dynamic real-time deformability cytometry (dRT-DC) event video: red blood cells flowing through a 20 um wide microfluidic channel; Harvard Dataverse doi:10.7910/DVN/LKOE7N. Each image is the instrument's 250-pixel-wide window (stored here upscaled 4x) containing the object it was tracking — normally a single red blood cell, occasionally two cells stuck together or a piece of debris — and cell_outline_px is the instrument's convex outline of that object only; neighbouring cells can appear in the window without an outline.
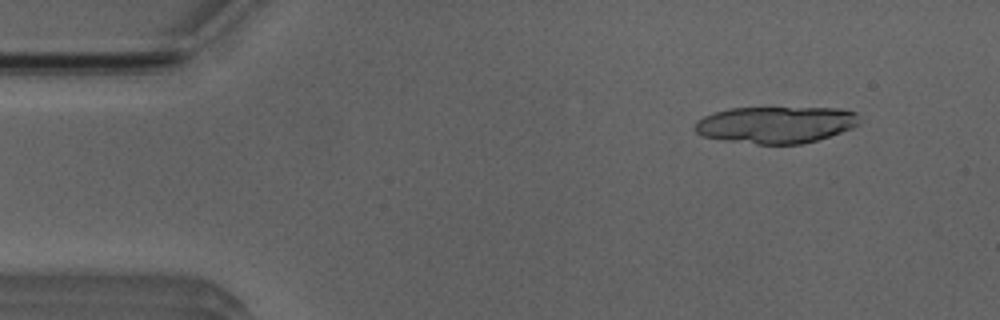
{"species": "Egyptian fruit bat (a non-hibernating species)", "species_latin": "Rousettus aegyptiacus", "temperature_condition": "room temperature", "stored_images_in_passage": 6, "camera_frame_rate_fps": 3000, "um_per_image_px": 0.085, "animal": {"sex": "male"}, "frame": {"image": 1, "passage_image": 2, "time_ms": 1.0, "image_size_px": [1000, 320], "cell_outline_px": [[860, 124], [852, 128], [816, 140], [800, 144], [756, 144], [700, 136], [692, 128], [696, 120], [704, 116], [728, 108], [840, 108], [856, 112]], "centroid_in_image_um": [65.92, 10.59], "position_along_channel_um": 19.1, "area_um2": 35.26}}
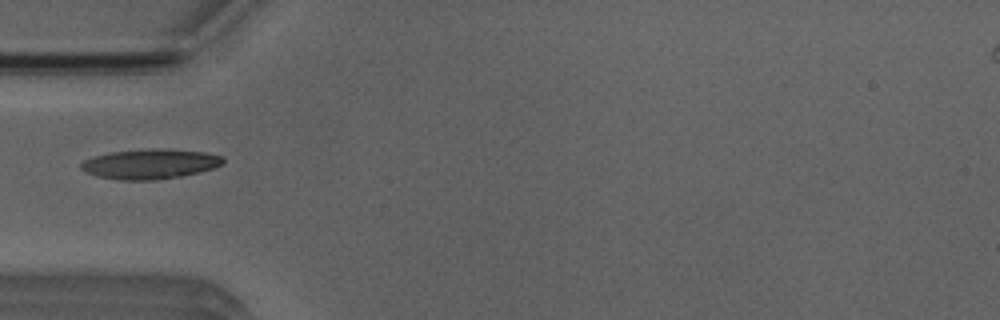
{"frame": {"image": 2, "passage_image": 5, "time_ms": 4.667, "image_size_px": [1000, 320], "cell_outline_px": [[224, 164], [200, 172], [180, 176], [156, 180], [120, 180], [96, 176], [80, 168], [80, 164], [84, 160], [96, 156], [112, 152], [148, 148], [168, 148], [204, 152], [220, 156], [224, 160]], "centroid_in_image_um": [12.77, 13.93], "position_along_channel_um": 72.2, "area_um2": 24.74}}